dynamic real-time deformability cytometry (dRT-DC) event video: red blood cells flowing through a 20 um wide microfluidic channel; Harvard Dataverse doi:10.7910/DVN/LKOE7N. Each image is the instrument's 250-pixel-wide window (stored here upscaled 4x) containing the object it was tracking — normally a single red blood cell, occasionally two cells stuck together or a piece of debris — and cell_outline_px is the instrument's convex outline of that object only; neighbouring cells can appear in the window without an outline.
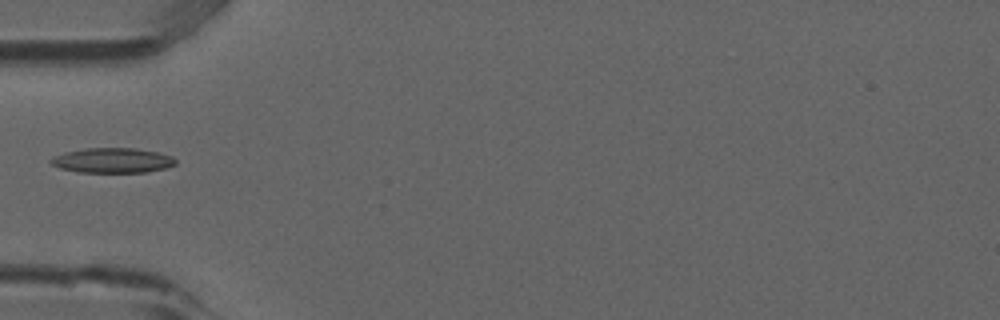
{"species": "common noctule bat (a hibernating species)", "species_latin": "Nyctalus noctula", "temperature_condition": "room temperature", "stored_images_in_passage": 6, "camera_frame_rate_fps": 3000, "um_per_image_px": 0.085, "animal": {"sex": "male", "forearm_length_mm": 52.5}, "frame": {"image": 1, "passage_image": 4, "time_ms": 1.0, "image_size_px": [1000, 320], "cell_outline_px": [[176, 164], [164, 168], [148, 172], [76, 172], [60, 168], [52, 164], [48, 160], [52, 156], [64, 152], [88, 148], [136, 148], [156, 152], [172, 156], [176, 160]], "centroid_in_image_um": [9.53, 13.63], "position_along_channel_um": 75.5, "area_um2": 18.15}}
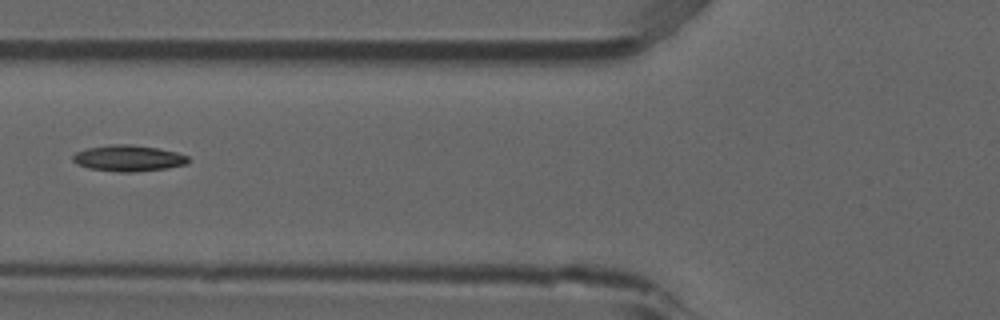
{"frame": {"image": 2, "passage_image": 5, "time_ms": 1.333, "image_size_px": [1000, 320], "cell_outline_px": [[188, 164], [168, 168], [136, 172], [120, 172], [88, 168], [76, 164], [72, 160], [72, 156], [76, 152], [88, 148], [112, 144], [132, 144], [156, 148], [176, 152], [188, 156]], "centroid_in_image_um": [10.91, 13.45], "position_along_channel_um": 114.9, "area_um2": 17.63}}
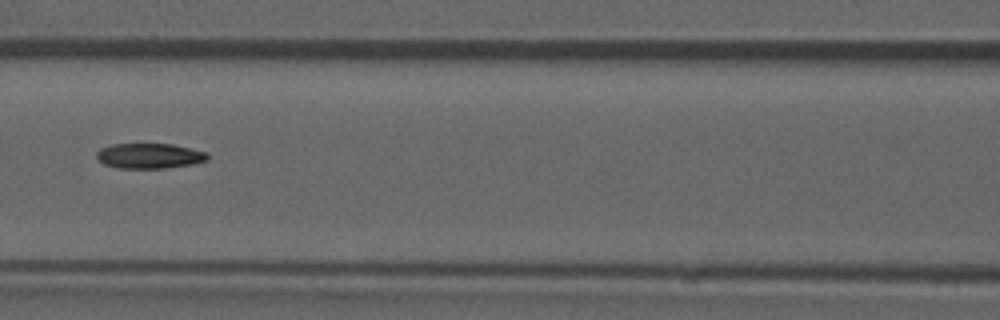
{"frame": {"image": 3, "passage_image": 6, "time_ms": 1.667, "image_size_px": [1000, 320], "cell_outline_px": [[208, 160], [192, 164], [164, 168], [116, 168], [104, 164], [96, 156], [96, 152], [100, 148], [112, 144], [172, 144], [208, 152]], "centroid_in_image_um": [12.7, 13.25], "position_along_channel_um": 153.9, "area_um2": 16.3}}